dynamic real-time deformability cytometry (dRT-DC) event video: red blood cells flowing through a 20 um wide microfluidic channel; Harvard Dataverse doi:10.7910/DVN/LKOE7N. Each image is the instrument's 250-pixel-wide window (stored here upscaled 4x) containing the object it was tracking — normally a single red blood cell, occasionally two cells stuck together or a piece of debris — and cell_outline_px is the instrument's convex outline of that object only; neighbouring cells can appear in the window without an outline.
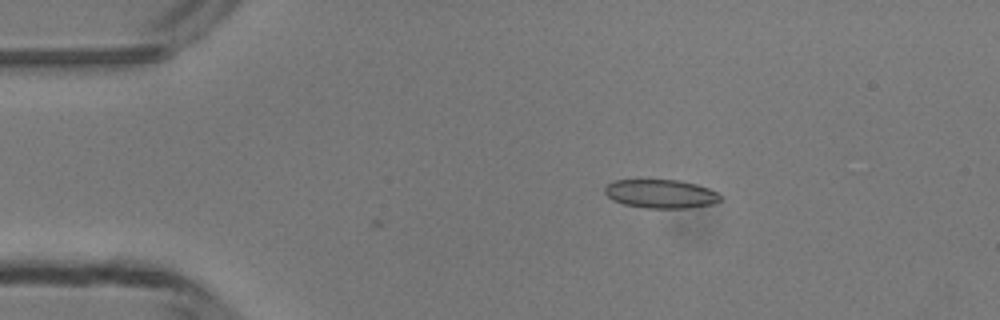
{"species": "common noctule bat (a hibernating species)", "species_latin": "Nyctalus noctula", "temperature_condition": "room temperature", "stored_images_in_passage": 5, "camera_frame_rate_fps": 3000, "um_per_image_px": 0.085, "animal": {"sex": "male", "body_mass_g": 13.3}, "frame": {"image": 1, "passage_image": 5, "time_ms": 1.333, "image_size_px": [1000, 320], "cell_outline_px": [[720, 200], [712, 204], [688, 208], [644, 208], [624, 204], [612, 200], [604, 192], [604, 188], [608, 184], [616, 180], [680, 180], [696, 184], [708, 188], [716, 192], [720, 196]], "centroid_in_image_um": [56.15, 16.48], "position_along_channel_um": 28.9, "area_um2": 19.25}}